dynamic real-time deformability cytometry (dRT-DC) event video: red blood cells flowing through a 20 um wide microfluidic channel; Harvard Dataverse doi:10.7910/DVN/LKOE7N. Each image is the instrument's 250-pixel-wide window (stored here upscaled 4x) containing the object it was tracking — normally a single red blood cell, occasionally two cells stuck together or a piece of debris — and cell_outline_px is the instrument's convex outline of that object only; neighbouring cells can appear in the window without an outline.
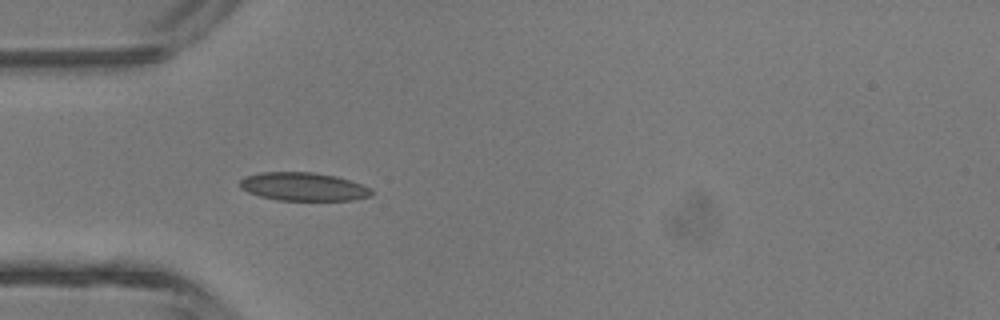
{"species": "common noctule bat (a hibernating species)", "species_latin": "Nyctalus noctula", "temperature_condition": "room temperature", "stored_images_in_passage": 3, "camera_frame_rate_fps": 3000, "um_per_image_px": 0.085, "animal": {"sex": "male", "body_mass_g": 13.3}, "frame": {"image": 1, "passage_image": 3, "time_ms": 2.333, "image_size_px": [1000, 320], "cell_outline_px": [[372, 196], [352, 200], [276, 200], [260, 196], [248, 192], [240, 188], [240, 180], [244, 176], [260, 172], [312, 172], [336, 176], [372, 188]], "centroid_in_image_um": [25.77, 15.86], "position_along_channel_um": 59.2, "area_um2": 21.73}}